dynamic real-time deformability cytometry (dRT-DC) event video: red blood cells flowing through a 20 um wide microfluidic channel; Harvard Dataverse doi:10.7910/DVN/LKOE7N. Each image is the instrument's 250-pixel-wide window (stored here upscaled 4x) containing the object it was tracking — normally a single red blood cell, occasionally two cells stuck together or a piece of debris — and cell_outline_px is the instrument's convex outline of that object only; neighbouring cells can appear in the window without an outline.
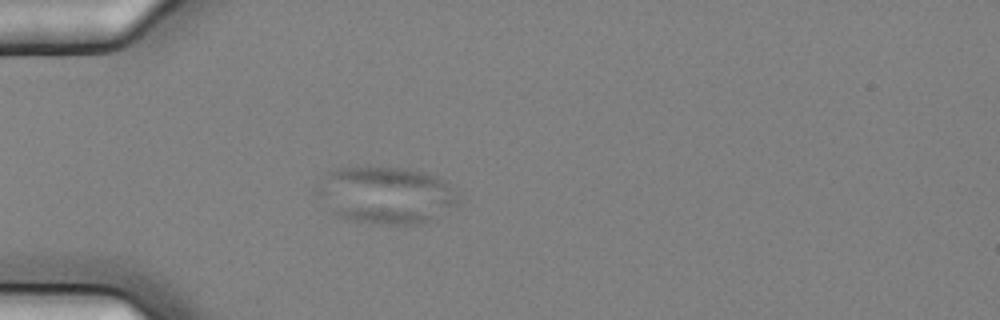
{"species": "common noctule bat (a hibernating species)", "species_latin": "Nyctalus noctula", "temperature_condition": "cold", "stored_images_in_passage": 6, "camera_frame_rate_fps": 3000, "um_per_image_px": 0.085, "animal": {"sex": "female", "body_mass_g": 25.1}, "frame": {"image": 1, "passage_image": 5, "time_ms": 1.333, "image_size_px": [1000, 320], "cell_outline_px": [[460, 200], [456, 204], [436, 216], [428, 220], [416, 224], [388, 224], [356, 220], [340, 216], [312, 192], [312, 188], [328, 172], [340, 168], [368, 164], [408, 168], [424, 172], [436, 176], [444, 180], [448, 184]], "centroid_in_image_um": [32.73, 16.51], "position_along_channel_um": 52.3, "area_um2": 47.11}}